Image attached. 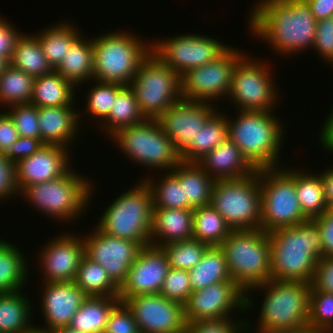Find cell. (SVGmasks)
I'll return each mask as SVG.
<instances>
[{
    "label": "cell",
    "mask_w": 333,
    "mask_h": 333,
    "mask_svg": "<svg viewBox=\"0 0 333 333\" xmlns=\"http://www.w3.org/2000/svg\"><path fill=\"white\" fill-rule=\"evenodd\" d=\"M249 14V30L281 56L312 49L317 20L305 0H259Z\"/></svg>",
    "instance_id": "obj_1"
},
{
    "label": "cell",
    "mask_w": 333,
    "mask_h": 333,
    "mask_svg": "<svg viewBox=\"0 0 333 333\" xmlns=\"http://www.w3.org/2000/svg\"><path fill=\"white\" fill-rule=\"evenodd\" d=\"M271 248V279L311 283L322 258L318 223L308 219L268 233Z\"/></svg>",
    "instance_id": "obj_2"
},
{
    "label": "cell",
    "mask_w": 333,
    "mask_h": 333,
    "mask_svg": "<svg viewBox=\"0 0 333 333\" xmlns=\"http://www.w3.org/2000/svg\"><path fill=\"white\" fill-rule=\"evenodd\" d=\"M238 112L235 118L227 117L228 139L256 170L279 167L285 132L282 121L274 111Z\"/></svg>",
    "instance_id": "obj_3"
},
{
    "label": "cell",
    "mask_w": 333,
    "mask_h": 333,
    "mask_svg": "<svg viewBox=\"0 0 333 333\" xmlns=\"http://www.w3.org/2000/svg\"><path fill=\"white\" fill-rule=\"evenodd\" d=\"M266 289V290H265ZM265 291L257 319L256 332L264 330H295L308 325L311 284L301 281L271 279L246 292V309L254 305L251 292ZM250 291V292H249Z\"/></svg>",
    "instance_id": "obj_4"
},
{
    "label": "cell",
    "mask_w": 333,
    "mask_h": 333,
    "mask_svg": "<svg viewBox=\"0 0 333 333\" xmlns=\"http://www.w3.org/2000/svg\"><path fill=\"white\" fill-rule=\"evenodd\" d=\"M123 31H109L92 39L94 81L129 86L141 62L152 51L151 41L147 44L136 33Z\"/></svg>",
    "instance_id": "obj_5"
},
{
    "label": "cell",
    "mask_w": 333,
    "mask_h": 333,
    "mask_svg": "<svg viewBox=\"0 0 333 333\" xmlns=\"http://www.w3.org/2000/svg\"><path fill=\"white\" fill-rule=\"evenodd\" d=\"M101 213L96 228L103 233L124 240L138 242L142 247L151 245L153 226V199L148 184L141 179Z\"/></svg>",
    "instance_id": "obj_6"
},
{
    "label": "cell",
    "mask_w": 333,
    "mask_h": 333,
    "mask_svg": "<svg viewBox=\"0 0 333 333\" xmlns=\"http://www.w3.org/2000/svg\"><path fill=\"white\" fill-rule=\"evenodd\" d=\"M70 169L61 177L26 186L19 194L32 204L37 211L55 220L72 221L88 209L92 200L93 185L88 177ZM86 178V179H85Z\"/></svg>",
    "instance_id": "obj_7"
},
{
    "label": "cell",
    "mask_w": 333,
    "mask_h": 333,
    "mask_svg": "<svg viewBox=\"0 0 333 333\" xmlns=\"http://www.w3.org/2000/svg\"><path fill=\"white\" fill-rule=\"evenodd\" d=\"M220 247L231 279L245 292L271 280L270 239L261 228L232 230Z\"/></svg>",
    "instance_id": "obj_8"
},
{
    "label": "cell",
    "mask_w": 333,
    "mask_h": 333,
    "mask_svg": "<svg viewBox=\"0 0 333 333\" xmlns=\"http://www.w3.org/2000/svg\"><path fill=\"white\" fill-rule=\"evenodd\" d=\"M261 191V229L270 233L308 220L295 188V168L258 169Z\"/></svg>",
    "instance_id": "obj_9"
},
{
    "label": "cell",
    "mask_w": 333,
    "mask_h": 333,
    "mask_svg": "<svg viewBox=\"0 0 333 333\" xmlns=\"http://www.w3.org/2000/svg\"><path fill=\"white\" fill-rule=\"evenodd\" d=\"M110 139L129 160L154 170L170 172L181 161L179 152L155 119L125 127Z\"/></svg>",
    "instance_id": "obj_10"
},
{
    "label": "cell",
    "mask_w": 333,
    "mask_h": 333,
    "mask_svg": "<svg viewBox=\"0 0 333 333\" xmlns=\"http://www.w3.org/2000/svg\"><path fill=\"white\" fill-rule=\"evenodd\" d=\"M210 205L232 230L261 228L258 170L239 179L215 180Z\"/></svg>",
    "instance_id": "obj_11"
},
{
    "label": "cell",
    "mask_w": 333,
    "mask_h": 333,
    "mask_svg": "<svg viewBox=\"0 0 333 333\" xmlns=\"http://www.w3.org/2000/svg\"><path fill=\"white\" fill-rule=\"evenodd\" d=\"M146 119H157L182 99L181 76L165 65L154 52L141 62L129 84Z\"/></svg>",
    "instance_id": "obj_12"
},
{
    "label": "cell",
    "mask_w": 333,
    "mask_h": 333,
    "mask_svg": "<svg viewBox=\"0 0 333 333\" xmlns=\"http://www.w3.org/2000/svg\"><path fill=\"white\" fill-rule=\"evenodd\" d=\"M255 59V60H254ZM244 54L233 69L231 89L227 98L237 111H274L279 89L276 87L268 61Z\"/></svg>",
    "instance_id": "obj_13"
},
{
    "label": "cell",
    "mask_w": 333,
    "mask_h": 333,
    "mask_svg": "<svg viewBox=\"0 0 333 333\" xmlns=\"http://www.w3.org/2000/svg\"><path fill=\"white\" fill-rule=\"evenodd\" d=\"M157 40V41H156ZM152 52L180 76L216 60L229 46L219 39L200 34H179L152 42Z\"/></svg>",
    "instance_id": "obj_14"
},
{
    "label": "cell",
    "mask_w": 333,
    "mask_h": 333,
    "mask_svg": "<svg viewBox=\"0 0 333 333\" xmlns=\"http://www.w3.org/2000/svg\"><path fill=\"white\" fill-rule=\"evenodd\" d=\"M237 49L231 46L216 60L190 69L182 75V99L209 103L217 102L220 98L227 99L231 89L233 69L236 62L245 54Z\"/></svg>",
    "instance_id": "obj_15"
},
{
    "label": "cell",
    "mask_w": 333,
    "mask_h": 333,
    "mask_svg": "<svg viewBox=\"0 0 333 333\" xmlns=\"http://www.w3.org/2000/svg\"><path fill=\"white\" fill-rule=\"evenodd\" d=\"M234 310L247 311L246 292L233 280L223 281L193 291L184 305V317L186 323L219 320L231 317Z\"/></svg>",
    "instance_id": "obj_16"
},
{
    "label": "cell",
    "mask_w": 333,
    "mask_h": 333,
    "mask_svg": "<svg viewBox=\"0 0 333 333\" xmlns=\"http://www.w3.org/2000/svg\"><path fill=\"white\" fill-rule=\"evenodd\" d=\"M131 311L142 333H184V306L160 293L121 298Z\"/></svg>",
    "instance_id": "obj_17"
},
{
    "label": "cell",
    "mask_w": 333,
    "mask_h": 333,
    "mask_svg": "<svg viewBox=\"0 0 333 333\" xmlns=\"http://www.w3.org/2000/svg\"><path fill=\"white\" fill-rule=\"evenodd\" d=\"M95 230L85 237V255L92 261L99 263L111 280L120 288L126 281L128 271L136 259L142 246L138 242L124 240Z\"/></svg>",
    "instance_id": "obj_18"
},
{
    "label": "cell",
    "mask_w": 333,
    "mask_h": 333,
    "mask_svg": "<svg viewBox=\"0 0 333 333\" xmlns=\"http://www.w3.org/2000/svg\"><path fill=\"white\" fill-rule=\"evenodd\" d=\"M71 233L57 234L40 249L37 257L44 282L75 281L85 248L82 236Z\"/></svg>",
    "instance_id": "obj_19"
},
{
    "label": "cell",
    "mask_w": 333,
    "mask_h": 333,
    "mask_svg": "<svg viewBox=\"0 0 333 333\" xmlns=\"http://www.w3.org/2000/svg\"><path fill=\"white\" fill-rule=\"evenodd\" d=\"M212 104V105H211ZM213 103L181 99L171 105L156 120L180 153L216 111Z\"/></svg>",
    "instance_id": "obj_20"
},
{
    "label": "cell",
    "mask_w": 333,
    "mask_h": 333,
    "mask_svg": "<svg viewBox=\"0 0 333 333\" xmlns=\"http://www.w3.org/2000/svg\"><path fill=\"white\" fill-rule=\"evenodd\" d=\"M169 269L168 257L162 247H142L119 288L118 297L160 293Z\"/></svg>",
    "instance_id": "obj_21"
},
{
    "label": "cell",
    "mask_w": 333,
    "mask_h": 333,
    "mask_svg": "<svg viewBox=\"0 0 333 333\" xmlns=\"http://www.w3.org/2000/svg\"><path fill=\"white\" fill-rule=\"evenodd\" d=\"M43 285L40 307L45 323L43 327L37 325L35 328L43 332H51L68 327L87 295L75 282H43Z\"/></svg>",
    "instance_id": "obj_22"
},
{
    "label": "cell",
    "mask_w": 333,
    "mask_h": 333,
    "mask_svg": "<svg viewBox=\"0 0 333 333\" xmlns=\"http://www.w3.org/2000/svg\"><path fill=\"white\" fill-rule=\"evenodd\" d=\"M69 150L71 148L44 144L32 156L19 161L15 165L19 192L26 186L51 181L66 174L72 168Z\"/></svg>",
    "instance_id": "obj_23"
},
{
    "label": "cell",
    "mask_w": 333,
    "mask_h": 333,
    "mask_svg": "<svg viewBox=\"0 0 333 333\" xmlns=\"http://www.w3.org/2000/svg\"><path fill=\"white\" fill-rule=\"evenodd\" d=\"M75 109L74 106L38 107L41 141L44 144L66 148H70V144L72 146L74 139H77L75 137L81 132L78 130L81 128L79 117H83L79 114L81 110L77 112Z\"/></svg>",
    "instance_id": "obj_24"
},
{
    "label": "cell",
    "mask_w": 333,
    "mask_h": 333,
    "mask_svg": "<svg viewBox=\"0 0 333 333\" xmlns=\"http://www.w3.org/2000/svg\"><path fill=\"white\" fill-rule=\"evenodd\" d=\"M197 163L214 180L239 179L256 171L237 145L229 139L219 144Z\"/></svg>",
    "instance_id": "obj_25"
},
{
    "label": "cell",
    "mask_w": 333,
    "mask_h": 333,
    "mask_svg": "<svg viewBox=\"0 0 333 333\" xmlns=\"http://www.w3.org/2000/svg\"><path fill=\"white\" fill-rule=\"evenodd\" d=\"M191 238L193 209L153 208L151 245L162 247L168 243Z\"/></svg>",
    "instance_id": "obj_26"
},
{
    "label": "cell",
    "mask_w": 333,
    "mask_h": 333,
    "mask_svg": "<svg viewBox=\"0 0 333 333\" xmlns=\"http://www.w3.org/2000/svg\"><path fill=\"white\" fill-rule=\"evenodd\" d=\"M170 172L183 185L184 198L193 208L211 204L215 180L197 162L180 161Z\"/></svg>",
    "instance_id": "obj_27"
},
{
    "label": "cell",
    "mask_w": 333,
    "mask_h": 333,
    "mask_svg": "<svg viewBox=\"0 0 333 333\" xmlns=\"http://www.w3.org/2000/svg\"><path fill=\"white\" fill-rule=\"evenodd\" d=\"M74 88L77 86L54 70L34 79L30 104L37 107L75 106Z\"/></svg>",
    "instance_id": "obj_28"
},
{
    "label": "cell",
    "mask_w": 333,
    "mask_h": 333,
    "mask_svg": "<svg viewBox=\"0 0 333 333\" xmlns=\"http://www.w3.org/2000/svg\"><path fill=\"white\" fill-rule=\"evenodd\" d=\"M82 35L72 43L67 54L55 69L75 86H83L79 84L93 81L94 75L92 39H86L85 36L83 38Z\"/></svg>",
    "instance_id": "obj_29"
},
{
    "label": "cell",
    "mask_w": 333,
    "mask_h": 333,
    "mask_svg": "<svg viewBox=\"0 0 333 333\" xmlns=\"http://www.w3.org/2000/svg\"><path fill=\"white\" fill-rule=\"evenodd\" d=\"M228 139L227 116L215 111L199 129L196 138L179 153L181 161L198 162L202 157Z\"/></svg>",
    "instance_id": "obj_30"
},
{
    "label": "cell",
    "mask_w": 333,
    "mask_h": 333,
    "mask_svg": "<svg viewBox=\"0 0 333 333\" xmlns=\"http://www.w3.org/2000/svg\"><path fill=\"white\" fill-rule=\"evenodd\" d=\"M120 302L119 297L87 296L68 327L81 333H104L110 313Z\"/></svg>",
    "instance_id": "obj_31"
},
{
    "label": "cell",
    "mask_w": 333,
    "mask_h": 333,
    "mask_svg": "<svg viewBox=\"0 0 333 333\" xmlns=\"http://www.w3.org/2000/svg\"><path fill=\"white\" fill-rule=\"evenodd\" d=\"M21 292L0 294V333H30L35 329L30 320L32 303Z\"/></svg>",
    "instance_id": "obj_32"
},
{
    "label": "cell",
    "mask_w": 333,
    "mask_h": 333,
    "mask_svg": "<svg viewBox=\"0 0 333 333\" xmlns=\"http://www.w3.org/2000/svg\"><path fill=\"white\" fill-rule=\"evenodd\" d=\"M55 22L52 26L48 25V28H44L36 33L39 43L42 46L44 55L48 60L51 67L55 70L67 54L72 43L83 34L82 31H78L76 25L73 22Z\"/></svg>",
    "instance_id": "obj_33"
},
{
    "label": "cell",
    "mask_w": 333,
    "mask_h": 333,
    "mask_svg": "<svg viewBox=\"0 0 333 333\" xmlns=\"http://www.w3.org/2000/svg\"><path fill=\"white\" fill-rule=\"evenodd\" d=\"M20 249L0 239V294L21 290L28 283V264Z\"/></svg>",
    "instance_id": "obj_34"
},
{
    "label": "cell",
    "mask_w": 333,
    "mask_h": 333,
    "mask_svg": "<svg viewBox=\"0 0 333 333\" xmlns=\"http://www.w3.org/2000/svg\"><path fill=\"white\" fill-rule=\"evenodd\" d=\"M192 292L223 281H232L225 253L220 246H209L199 263L188 270Z\"/></svg>",
    "instance_id": "obj_35"
},
{
    "label": "cell",
    "mask_w": 333,
    "mask_h": 333,
    "mask_svg": "<svg viewBox=\"0 0 333 333\" xmlns=\"http://www.w3.org/2000/svg\"><path fill=\"white\" fill-rule=\"evenodd\" d=\"M145 120L146 118L140 111L133 90L130 86H124L117 93L108 117L100 126L102 131L104 130L106 135L108 134L110 140L119 130L142 123Z\"/></svg>",
    "instance_id": "obj_36"
},
{
    "label": "cell",
    "mask_w": 333,
    "mask_h": 333,
    "mask_svg": "<svg viewBox=\"0 0 333 333\" xmlns=\"http://www.w3.org/2000/svg\"><path fill=\"white\" fill-rule=\"evenodd\" d=\"M9 63L34 78L54 71L34 33L31 35L22 33L16 41L13 57Z\"/></svg>",
    "instance_id": "obj_37"
},
{
    "label": "cell",
    "mask_w": 333,
    "mask_h": 333,
    "mask_svg": "<svg viewBox=\"0 0 333 333\" xmlns=\"http://www.w3.org/2000/svg\"><path fill=\"white\" fill-rule=\"evenodd\" d=\"M295 188L300 207L308 219L322 216L330 209L325 200L320 174H310L302 168L295 169Z\"/></svg>",
    "instance_id": "obj_38"
},
{
    "label": "cell",
    "mask_w": 333,
    "mask_h": 333,
    "mask_svg": "<svg viewBox=\"0 0 333 333\" xmlns=\"http://www.w3.org/2000/svg\"><path fill=\"white\" fill-rule=\"evenodd\" d=\"M232 229L211 206L193 209V238L209 246H220Z\"/></svg>",
    "instance_id": "obj_39"
},
{
    "label": "cell",
    "mask_w": 333,
    "mask_h": 333,
    "mask_svg": "<svg viewBox=\"0 0 333 333\" xmlns=\"http://www.w3.org/2000/svg\"><path fill=\"white\" fill-rule=\"evenodd\" d=\"M74 282L87 296H119V287L111 280L107 271L86 255L80 261Z\"/></svg>",
    "instance_id": "obj_40"
},
{
    "label": "cell",
    "mask_w": 333,
    "mask_h": 333,
    "mask_svg": "<svg viewBox=\"0 0 333 333\" xmlns=\"http://www.w3.org/2000/svg\"><path fill=\"white\" fill-rule=\"evenodd\" d=\"M34 79L9 63L0 74L1 107L30 103Z\"/></svg>",
    "instance_id": "obj_41"
},
{
    "label": "cell",
    "mask_w": 333,
    "mask_h": 333,
    "mask_svg": "<svg viewBox=\"0 0 333 333\" xmlns=\"http://www.w3.org/2000/svg\"><path fill=\"white\" fill-rule=\"evenodd\" d=\"M164 173L166 175L158 181L149 174L144 179L151 189L153 208L194 209L184 198L183 185L179 180L171 172Z\"/></svg>",
    "instance_id": "obj_42"
},
{
    "label": "cell",
    "mask_w": 333,
    "mask_h": 333,
    "mask_svg": "<svg viewBox=\"0 0 333 333\" xmlns=\"http://www.w3.org/2000/svg\"><path fill=\"white\" fill-rule=\"evenodd\" d=\"M208 244L191 238L163 245L170 268L190 270L201 260Z\"/></svg>",
    "instance_id": "obj_43"
},
{
    "label": "cell",
    "mask_w": 333,
    "mask_h": 333,
    "mask_svg": "<svg viewBox=\"0 0 333 333\" xmlns=\"http://www.w3.org/2000/svg\"><path fill=\"white\" fill-rule=\"evenodd\" d=\"M93 82L96 83L95 85L92 83V87L89 89V93H87V105L85 104L87 108L83 113L91 114L94 116L92 118H97V123L101 125V123L108 117L116 95L124 85L117 83H101L97 81Z\"/></svg>",
    "instance_id": "obj_44"
},
{
    "label": "cell",
    "mask_w": 333,
    "mask_h": 333,
    "mask_svg": "<svg viewBox=\"0 0 333 333\" xmlns=\"http://www.w3.org/2000/svg\"><path fill=\"white\" fill-rule=\"evenodd\" d=\"M308 326L333 333V294L310 291Z\"/></svg>",
    "instance_id": "obj_45"
},
{
    "label": "cell",
    "mask_w": 333,
    "mask_h": 333,
    "mask_svg": "<svg viewBox=\"0 0 333 333\" xmlns=\"http://www.w3.org/2000/svg\"><path fill=\"white\" fill-rule=\"evenodd\" d=\"M11 109H10V108ZM5 108V111L13 120L19 136L41 140L38 107L28 104H16ZM10 110V111H9Z\"/></svg>",
    "instance_id": "obj_46"
},
{
    "label": "cell",
    "mask_w": 333,
    "mask_h": 333,
    "mask_svg": "<svg viewBox=\"0 0 333 333\" xmlns=\"http://www.w3.org/2000/svg\"><path fill=\"white\" fill-rule=\"evenodd\" d=\"M191 293L188 270L170 268L164 279L160 294L184 306Z\"/></svg>",
    "instance_id": "obj_47"
},
{
    "label": "cell",
    "mask_w": 333,
    "mask_h": 333,
    "mask_svg": "<svg viewBox=\"0 0 333 333\" xmlns=\"http://www.w3.org/2000/svg\"><path fill=\"white\" fill-rule=\"evenodd\" d=\"M234 321L232 317L219 320H199L193 323H187V333H249V321L238 319Z\"/></svg>",
    "instance_id": "obj_48"
},
{
    "label": "cell",
    "mask_w": 333,
    "mask_h": 333,
    "mask_svg": "<svg viewBox=\"0 0 333 333\" xmlns=\"http://www.w3.org/2000/svg\"><path fill=\"white\" fill-rule=\"evenodd\" d=\"M104 333H139L136 320L123 302L110 313Z\"/></svg>",
    "instance_id": "obj_49"
},
{
    "label": "cell",
    "mask_w": 333,
    "mask_h": 333,
    "mask_svg": "<svg viewBox=\"0 0 333 333\" xmlns=\"http://www.w3.org/2000/svg\"><path fill=\"white\" fill-rule=\"evenodd\" d=\"M313 49L327 63L333 58V17L317 21Z\"/></svg>",
    "instance_id": "obj_50"
},
{
    "label": "cell",
    "mask_w": 333,
    "mask_h": 333,
    "mask_svg": "<svg viewBox=\"0 0 333 333\" xmlns=\"http://www.w3.org/2000/svg\"><path fill=\"white\" fill-rule=\"evenodd\" d=\"M44 143L40 139L20 136L14 143L8 145L1 153L14 165L19 161L32 156Z\"/></svg>",
    "instance_id": "obj_51"
},
{
    "label": "cell",
    "mask_w": 333,
    "mask_h": 333,
    "mask_svg": "<svg viewBox=\"0 0 333 333\" xmlns=\"http://www.w3.org/2000/svg\"><path fill=\"white\" fill-rule=\"evenodd\" d=\"M311 291L333 294V256H323L316 264Z\"/></svg>",
    "instance_id": "obj_52"
},
{
    "label": "cell",
    "mask_w": 333,
    "mask_h": 333,
    "mask_svg": "<svg viewBox=\"0 0 333 333\" xmlns=\"http://www.w3.org/2000/svg\"><path fill=\"white\" fill-rule=\"evenodd\" d=\"M20 194L16 184L15 165L0 153V201Z\"/></svg>",
    "instance_id": "obj_53"
},
{
    "label": "cell",
    "mask_w": 333,
    "mask_h": 333,
    "mask_svg": "<svg viewBox=\"0 0 333 333\" xmlns=\"http://www.w3.org/2000/svg\"><path fill=\"white\" fill-rule=\"evenodd\" d=\"M22 33L15 28V25L12 26L11 22L0 16V56L8 62L13 57L16 41Z\"/></svg>",
    "instance_id": "obj_54"
},
{
    "label": "cell",
    "mask_w": 333,
    "mask_h": 333,
    "mask_svg": "<svg viewBox=\"0 0 333 333\" xmlns=\"http://www.w3.org/2000/svg\"><path fill=\"white\" fill-rule=\"evenodd\" d=\"M314 220L318 223L320 230L322 257L333 256V210L330 208Z\"/></svg>",
    "instance_id": "obj_55"
},
{
    "label": "cell",
    "mask_w": 333,
    "mask_h": 333,
    "mask_svg": "<svg viewBox=\"0 0 333 333\" xmlns=\"http://www.w3.org/2000/svg\"><path fill=\"white\" fill-rule=\"evenodd\" d=\"M19 137V133L11 117L5 111L0 112V153Z\"/></svg>",
    "instance_id": "obj_56"
},
{
    "label": "cell",
    "mask_w": 333,
    "mask_h": 333,
    "mask_svg": "<svg viewBox=\"0 0 333 333\" xmlns=\"http://www.w3.org/2000/svg\"><path fill=\"white\" fill-rule=\"evenodd\" d=\"M317 21L333 17V0H305Z\"/></svg>",
    "instance_id": "obj_57"
},
{
    "label": "cell",
    "mask_w": 333,
    "mask_h": 333,
    "mask_svg": "<svg viewBox=\"0 0 333 333\" xmlns=\"http://www.w3.org/2000/svg\"><path fill=\"white\" fill-rule=\"evenodd\" d=\"M324 188V196L328 206H333V166H330L326 171L320 172Z\"/></svg>",
    "instance_id": "obj_58"
},
{
    "label": "cell",
    "mask_w": 333,
    "mask_h": 333,
    "mask_svg": "<svg viewBox=\"0 0 333 333\" xmlns=\"http://www.w3.org/2000/svg\"><path fill=\"white\" fill-rule=\"evenodd\" d=\"M319 141L325 151L333 153V127H321Z\"/></svg>",
    "instance_id": "obj_59"
},
{
    "label": "cell",
    "mask_w": 333,
    "mask_h": 333,
    "mask_svg": "<svg viewBox=\"0 0 333 333\" xmlns=\"http://www.w3.org/2000/svg\"><path fill=\"white\" fill-rule=\"evenodd\" d=\"M292 333H330V332L307 325L305 327L292 330Z\"/></svg>",
    "instance_id": "obj_60"
},
{
    "label": "cell",
    "mask_w": 333,
    "mask_h": 333,
    "mask_svg": "<svg viewBox=\"0 0 333 333\" xmlns=\"http://www.w3.org/2000/svg\"><path fill=\"white\" fill-rule=\"evenodd\" d=\"M333 106V105H332ZM330 114L326 116V119L323 122L322 127H333V107L330 109Z\"/></svg>",
    "instance_id": "obj_61"
},
{
    "label": "cell",
    "mask_w": 333,
    "mask_h": 333,
    "mask_svg": "<svg viewBox=\"0 0 333 333\" xmlns=\"http://www.w3.org/2000/svg\"><path fill=\"white\" fill-rule=\"evenodd\" d=\"M49 333H81V332H79L78 330L69 328V327H62V328L55 329Z\"/></svg>",
    "instance_id": "obj_62"
},
{
    "label": "cell",
    "mask_w": 333,
    "mask_h": 333,
    "mask_svg": "<svg viewBox=\"0 0 333 333\" xmlns=\"http://www.w3.org/2000/svg\"><path fill=\"white\" fill-rule=\"evenodd\" d=\"M257 333H292V330H264Z\"/></svg>",
    "instance_id": "obj_63"
},
{
    "label": "cell",
    "mask_w": 333,
    "mask_h": 333,
    "mask_svg": "<svg viewBox=\"0 0 333 333\" xmlns=\"http://www.w3.org/2000/svg\"><path fill=\"white\" fill-rule=\"evenodd\" d=\"M9 64V62L0 56V74L4 71L5 67Z\"/></svg>",
    "instance_id": "obj_64"
},
{
    "label": "cell",
    "mask_w": 333,
    "mask_h": 333,
    "mask_svg": "<svg viewBox=\"0 0 333 333\" xmlns=\"http://www.w3.org/2000/svg\"><path fill=\"white\" fill-rule=\"evenodd\" d=\"M30 333H49V332H43V331H41V330H38V329H34L32 332H30Z\"/></svg>",
    "instance_id": "obj_65"
},
{
    "label": "cell",
    "mask_w": 333,
    "mask_h": 333,
    "mask_svg": "<svg viewBox=\"0 0 333 333\" xmlns=\"http://www.w3.org/2000/svg\"><path fill=\"white\" fill-rule=\"evenodd\" d=\"M328 64L333 65V58L328 62Z\"/></svg>",
    "instance_id": "obj_66"
}]
</instances>
